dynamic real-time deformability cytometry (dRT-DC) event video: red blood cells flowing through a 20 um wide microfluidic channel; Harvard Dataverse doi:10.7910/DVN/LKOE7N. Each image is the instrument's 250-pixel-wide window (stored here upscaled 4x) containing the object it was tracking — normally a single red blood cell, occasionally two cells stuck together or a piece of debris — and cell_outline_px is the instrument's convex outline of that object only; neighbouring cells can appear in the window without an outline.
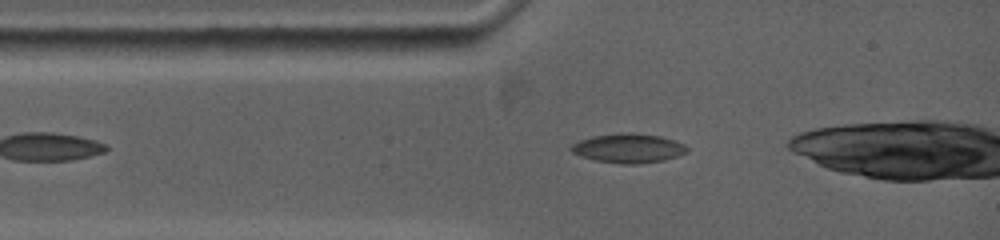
{"species": "common noctule bat (a hibernating species)", "species_latin": "Nyctalus noctula", "temperature_condition": "warm", "stored_images_in_passage": 53, "camera_frame_rate_fps": 5000, "um_per_image_px": 0.085, "animal": {"sex": "female", "body_mass_g": 19.0, "forearm_length_mm": 53.3}, "frame": {"image": 1, "passage_image": 5, "time_ms": 0.8, "image_size_px": [1000, 240], "cell_outline_px": [[688, 148], [684, 152], [676, 156], [664, 160], [636, 164], [620, 164], [596, 160], [580, 156], [572, 152], [568, 148], [572, 144], [580, 140], [592, 136], [628, 132], [660, 136], [684, 144]], "centroid_in_image_um": [53.36, 12.6], "position_along_channel_um": 31.6, "area_um2": 19.54}}
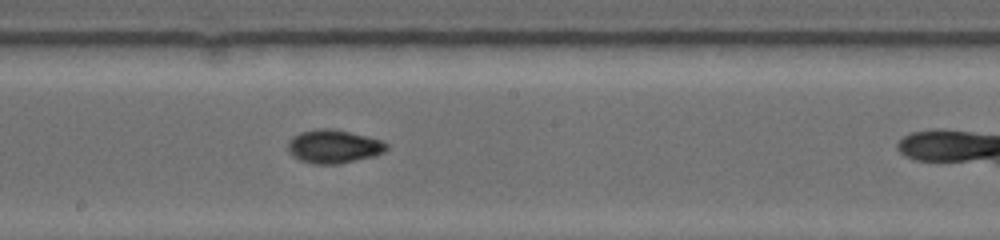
{"frame": {"image": 2, "passage_image": 30, "time_ms": 5.8, "image_size_px": [1000, 240], "cell_outline_px": [[388, 148], [372, 156], [336, 164], [316, 164], [300, 160], [288, 148], [288, 144], [300, 132], [320, 128], [328, 128], [348, 132], [380, 140], [388, 144]], "centroid_in_image_um": [28.37, 12.45], "position_along_channel_um": 219.8, "area_um2": 18.38}}
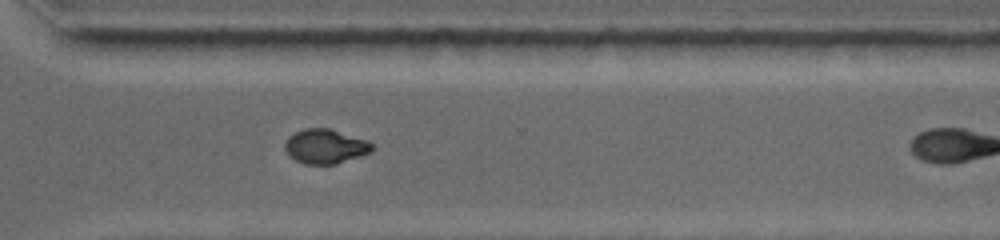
{"frame": {"image": 3, "passage_image": 46, "time_ms": 9.0, "image_size_px": [1000, 240], "cell_outline_px": [[372, 152], [336, 164], [308, 164], [296, 160], [284, 148], [284, 144], [288, 136], [304, 128], [328, 128], [368, 140], [372, 144]], "centroid_in_image_um": [27.67, 12.43], "position_along_channel_um": 342.9, "area_um2": 17.34}}